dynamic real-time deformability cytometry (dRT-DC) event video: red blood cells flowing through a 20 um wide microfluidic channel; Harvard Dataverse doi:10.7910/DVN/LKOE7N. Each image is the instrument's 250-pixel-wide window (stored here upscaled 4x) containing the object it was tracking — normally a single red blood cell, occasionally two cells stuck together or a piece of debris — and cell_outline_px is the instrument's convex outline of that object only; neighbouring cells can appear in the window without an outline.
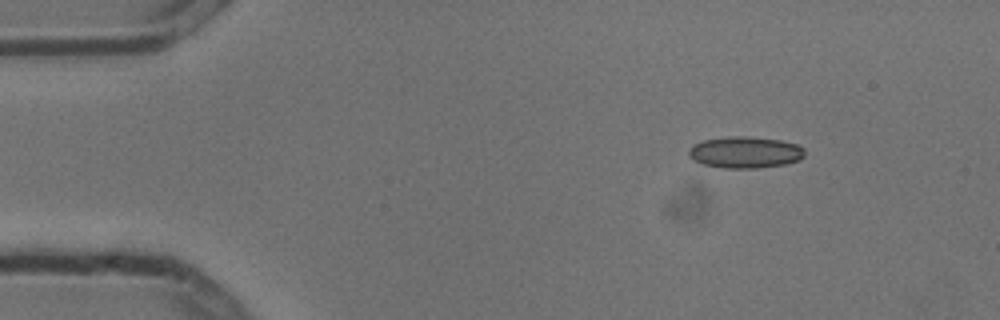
{"species": "common noctule bat (a hibernating species)", "species_latin": "Nyctalus noctula", "temperature_condition": "cold", "stored_images_in_passage": 6, "camera_frame_rate_fps": 3000, "um_per_image_px": 0.085, "animal": {"sex": "male", "body_mass_g": 13.3}, "frame": {"image": 1, "passage_image": 6, "time_ms": 1.667, "image_size_px": [1000, 320], "cell_outline_px": [[804, 156], [800, 160], [784, 164], [756, 168], [720, 168], [704, 164], [692, 160], [688, 156], [688, 148], [692, 144], [704, 140], [728, 136], [740, 136], [780, 140], [796, 144], [804, 148]], "centroid_in_image_um": [63.29, 12.95], "position_along_channel_um": 21.7, "area_um2": 21.39}}